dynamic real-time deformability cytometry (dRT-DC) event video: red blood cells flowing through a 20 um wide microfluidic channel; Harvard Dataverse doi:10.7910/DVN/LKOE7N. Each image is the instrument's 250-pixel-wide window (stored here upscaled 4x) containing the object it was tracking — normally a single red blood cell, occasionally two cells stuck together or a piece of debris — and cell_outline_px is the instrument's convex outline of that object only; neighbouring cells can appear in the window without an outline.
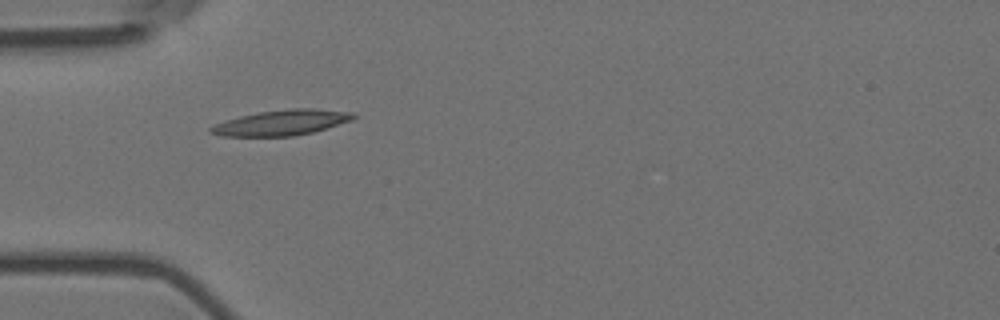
{"species": "Egyptian fruit bat (a non-hibernating species)", "species_latin": "Rousettus aegyptiacus", "temperature_condition": "room temperature", "stored_images_in_passage": 33, "camera_frame_rate_fps": 3000, "um_per_image_px": 0.085, "animal": {"sex": "female"}, "frame": {"image": 1, "passage_image": 1, "time_ms": 0.0, "image_size_px": [1000, 320], "cell_outline_px": [[356, 116], [352, 120], [312, 132], [292, 136], [220, 136], [208, 132], [208, 128], [224, 120], [240, 116], [260, 112], [292, 108], [312, 108], [352, 112]], "centroid_in_image_um": [23.9, 10.42], "position_along_channel_um": 61.1, "area_um2": 20.98}}
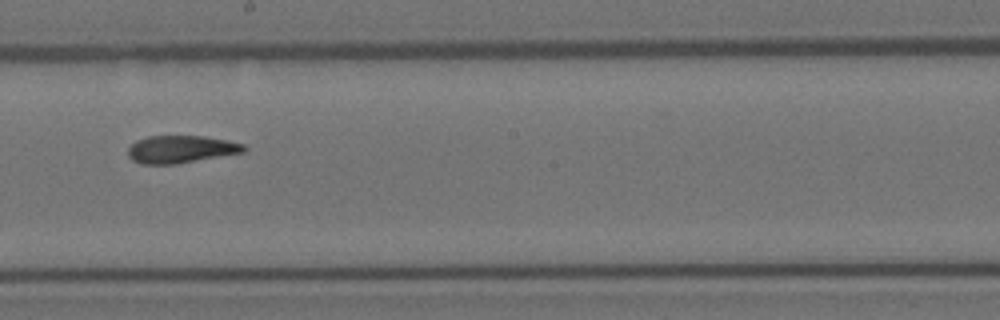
{"frame": {"image": 2, "passage_image": 15, "time_ms": 4.667, "image_size_px": [1000, 320], "cell_outline_px": [[248, 148], [244, 152], [176, 164], [140, 164], [132, 160], [128, 156], [128, 148], [136, 140], [148, 136], [204, 136], [228, 140], [244, 144]], "centroid_in_image_um": [15.38, 12.68], "position_along_channel_um": 232.8, "area_um2": 18.67}}
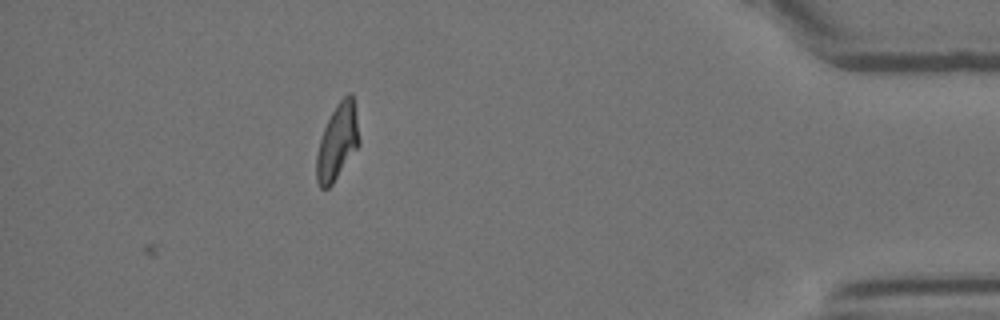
{"frame": {"image": 3, "passage_image": 33, "time_ms": 10.667, "image_size_px": [1000, 320], "cell_outline_px": [[360, 144], [332, 184], [328, 188], [320, 188], [316, 180], [316, 156], [320, 140], [324, 128], [332, 112], [340, 100], [348, 92], [352, 92], [360, 140]], "centroid_in_image_um": [28.68, 12.07], "position_along_channel_um": 406.5, "area_um2": 18.61}, "authors_computed_cell_mechanics": {"area_um2": 18.8428, "velocity_mm_per_s": 3.7271, "shape_relaxation_time_tau1_ms": 8.2592, "shape_relaxation_time_tau2_ms": 3.1716, "deformation_change_tau1": 0.2309, "deformation_change_tau2": 0.1025}}